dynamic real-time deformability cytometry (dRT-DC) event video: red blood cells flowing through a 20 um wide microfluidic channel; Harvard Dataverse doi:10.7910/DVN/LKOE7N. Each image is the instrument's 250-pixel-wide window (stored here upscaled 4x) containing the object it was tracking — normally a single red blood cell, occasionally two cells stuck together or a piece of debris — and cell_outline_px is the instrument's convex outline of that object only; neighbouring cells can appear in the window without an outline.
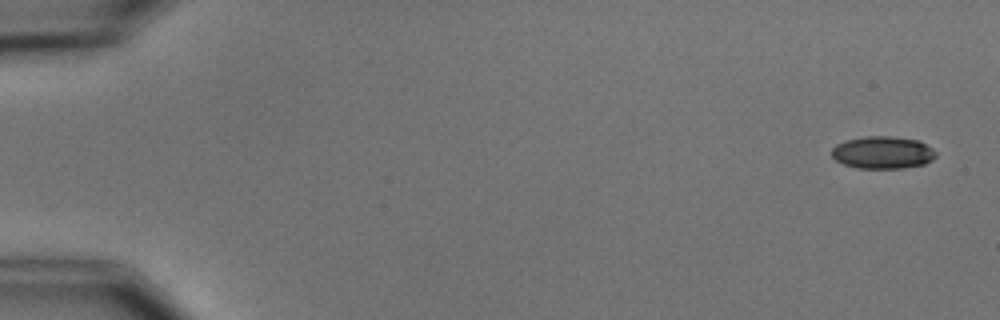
{"species": "common noctule bat (a hibernating species)", "species_latin": "Nyctalus noctula", "temperature_condition": "cold", "stored_images_in_passage": 4, "camera_frame_rate_fps": 3000, "um_per_image_px": 0.085, "animal": {"sex": "male", "body_mass_g": 15.6}, "frame": {"image": 1, "passage_image": 1, "time_ms": 0.0, "image_size_px": [1000, 320], "cell_outline_px": [[936, 156], [932, 160], [924, 164], [904, 168], [856, 168], [844, 164], [836, 160], [832, 156], [832, 148], [836, 144], [844, 140], [868, 136], [888, 136], [920, 140], [932, 148], [936, 152]], "centroid_in_image_um": [75.04, 12.96], "position_along_channel_um": 10.0, "area_um2": 19.77}}